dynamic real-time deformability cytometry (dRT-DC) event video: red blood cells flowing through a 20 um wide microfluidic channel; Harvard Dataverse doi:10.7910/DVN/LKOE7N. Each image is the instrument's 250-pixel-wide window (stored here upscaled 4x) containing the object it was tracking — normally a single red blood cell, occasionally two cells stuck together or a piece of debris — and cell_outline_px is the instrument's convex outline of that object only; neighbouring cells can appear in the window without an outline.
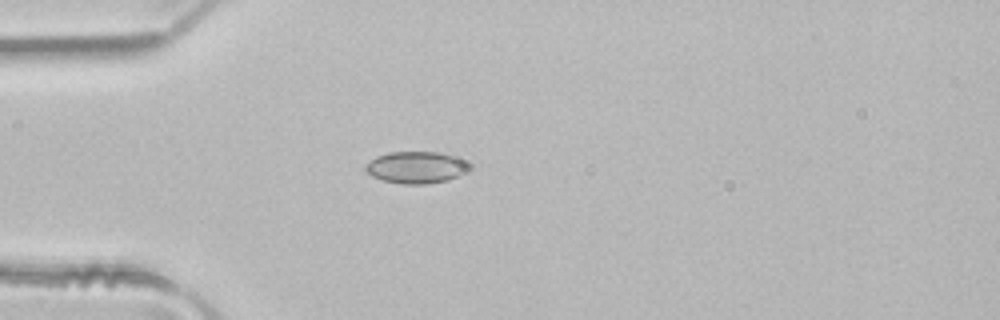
{"species": "common noctule bat (a hibernating species)", "species_latin": "Nyctalus noctula", "temperature_condition": "room temperature", "stored_images_in_passage": 5, "camera_frame_rate_fps": 3000, "um_per_image_px": 0.085, "animal": {"sex": "male", "body_mass_g": 21.5, "forearm_length_mm": 52.0}, "frame": {"image": 1, "passage_image": 5, "time_ms": 1.333, "image_size_px": [1000, 320], "cell_outline_px": [[468, 168], [460, 176], [448, 180], [424, 184], [400, 184], [384, 180], [372, 176], [364, 168], [364, 164], [376, 156], [388, 152], [436, 152], [468, 156]], "centroid_in_image_um": [35.44, 14.2], "position_along_channel_um": 49.6, "area_um2": 19.71}}